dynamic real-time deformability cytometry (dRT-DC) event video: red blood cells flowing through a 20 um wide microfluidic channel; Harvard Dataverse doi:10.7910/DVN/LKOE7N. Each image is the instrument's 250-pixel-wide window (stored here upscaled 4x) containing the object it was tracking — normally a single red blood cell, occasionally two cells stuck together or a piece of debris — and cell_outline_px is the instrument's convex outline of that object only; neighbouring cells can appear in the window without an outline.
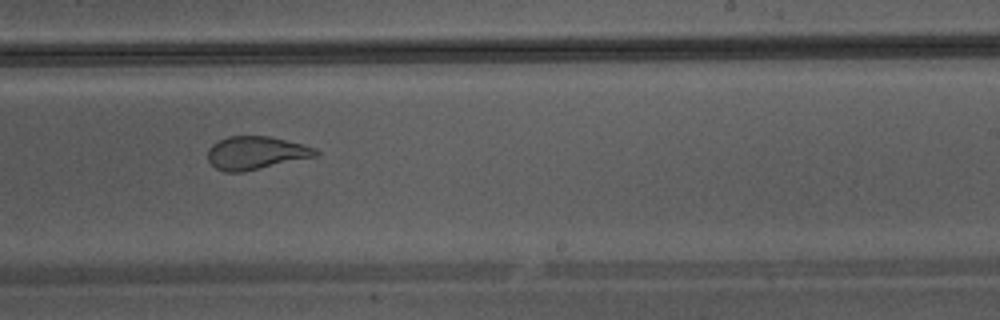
{"species": "Egyptian fruit bat (a non-hibernating species)", "species_latin": "Rousettus aegyptiacus", "temperature_condition": "warm", "stored_images_in_passage": 41, "camera_frame_rate_fps": 3000, "um_per_image_px": 0.085, "animal": {"sex": "male"}, "frame": {"image": 1, "passage_image": 24, "time_ms": 7.667, "image_size_px": [1000, 320], "cell_outline_px": [[320, 152], [316, 156], [244, 172], [224, 172], [216, 168], [208, 160], [208, 148], [212, 144], [228, 136], [268, 136], [304, 144], [316, 148]], "centroid_in_image_um": [21.75, 13.0], "position_along_channel_um": 267.3, "area_um2": 20.81}}